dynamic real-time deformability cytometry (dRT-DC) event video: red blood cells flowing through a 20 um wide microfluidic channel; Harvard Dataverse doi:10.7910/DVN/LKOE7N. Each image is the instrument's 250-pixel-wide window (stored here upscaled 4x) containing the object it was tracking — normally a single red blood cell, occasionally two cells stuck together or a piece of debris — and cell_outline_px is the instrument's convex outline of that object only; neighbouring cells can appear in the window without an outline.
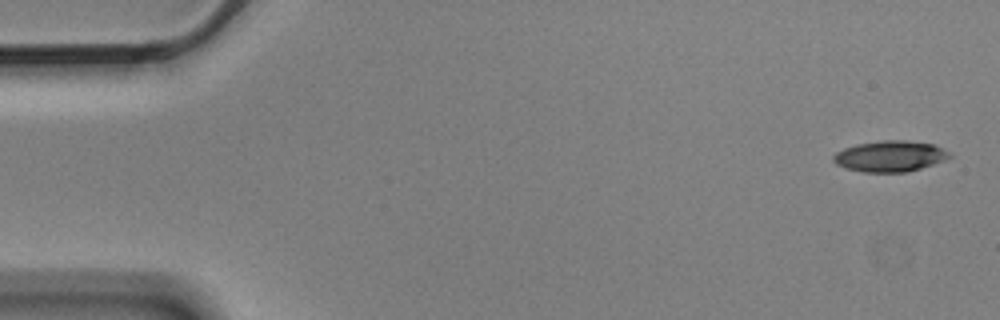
{"species": "Egyptian fruit bat (a non-hibernating species)", "species_latin": "Rousettus aegyptiacus", "temperature_condition": "cold", "stored_images_in_passage": 5, "camera_frame_rate_fps": 3000, "um_per_image_px": 0.085, "animal": {"sex": "male"}, "frame": {"image": 1, "passage_image": 1, "time_ms": 0.0, "image_size_px": [1000, 320], "cell_outline_px": [[952, 156], [944, 160], [908, 172], [864, 172], [844, 168], [836, 164], [832, 160], [832, 156], [836, 152], [844, 148], [856, 144], [880, 140], [904, 140], [932, 144], [948, 152]], "centroid_in_image_um": [75.59, 13.28], "position_along_channel_um": 9.4, "area_um2": 20.87}}
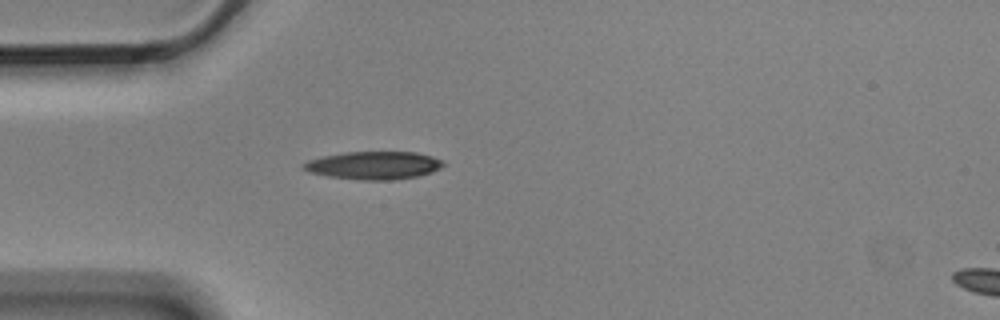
{"frame": {"image": 2, "passage_image": 5, "time_ms": 1.333, "image_size_px": [1000, 320], "cell_outline_px": [[444, 164], [440, 168], [432, 172], [420, 176], [392, 180], [360, 180], [328, 176], [308, 172], [300, 168], [300, 164], [308, 160], [324, 156], [344, 152], [416, 152], [432, 156], [444, 160]], "centroid_in_image_um": [31.76, 14.06], "position_along_channel_um": 53.2, "area_um2": 23.0}}